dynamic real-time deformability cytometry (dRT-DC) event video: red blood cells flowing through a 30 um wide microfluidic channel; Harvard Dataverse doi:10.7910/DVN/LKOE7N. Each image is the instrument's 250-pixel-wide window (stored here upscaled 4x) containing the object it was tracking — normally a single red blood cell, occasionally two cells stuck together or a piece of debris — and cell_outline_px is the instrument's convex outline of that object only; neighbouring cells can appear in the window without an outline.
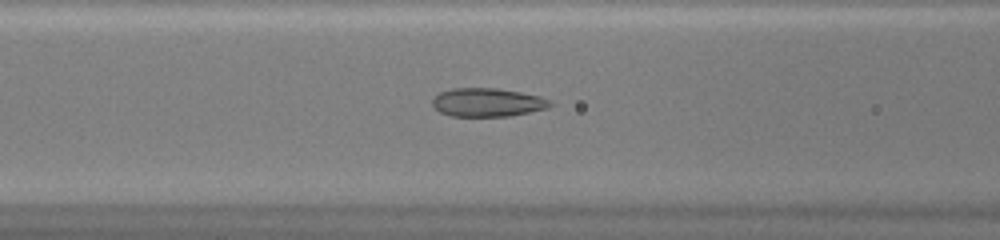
{"species": "common noctule bat (a hibernating species)", "species_latin": "Nyctalus noctula", "temperature_condition": "warm", "stored_images_in_passage": 43, "camera_frame_rate_fps": 3000, "um_per_image_px": 0.085, "animal": {"sex": "female", "body_mass_g": 20.0, "forearm_length_mm": 54.0}, "frame": {"image": 1, "passage_image": 15, "time_ms": 4.667, "image_size_px": [1000, 240], "cell_outline_px": [[552, 104], [548, 108], [512, 116], [452, 116], [440, 112], [432, 104], [432, 100], [440, 92], [452, 88], [496, 88], [520, 92], [540, 96], [548, 100]], "centroid_in_image_um": [41.44, 8.7], "position_along_channel_um": 125.2, "area_um2": 19.48}}
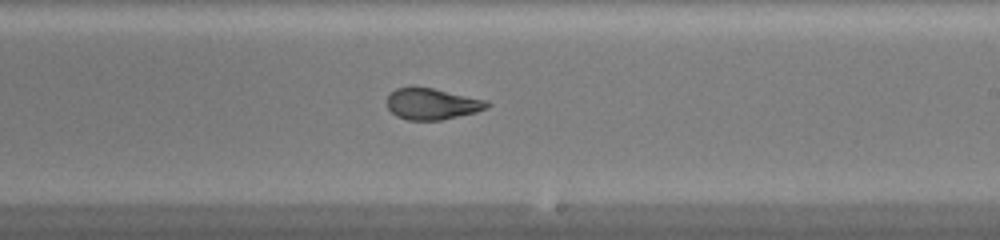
{"frame": {"image": 2, "passage_image": 24, "time_ms": 7.667, "image_size_px": [1000, 240], "cell_outline_px": [[492, 104], [488, 108], [476, 112], [440, 120], [408, 120], [396, 116], [388, 108], [388, 96], [396, 88], [412, 84], [432, 88], [488, 100]], "centroid_in_image_um": [36.73, 8.8], "position_along_channel_um": 252.3, "area_um2": 18.55}}
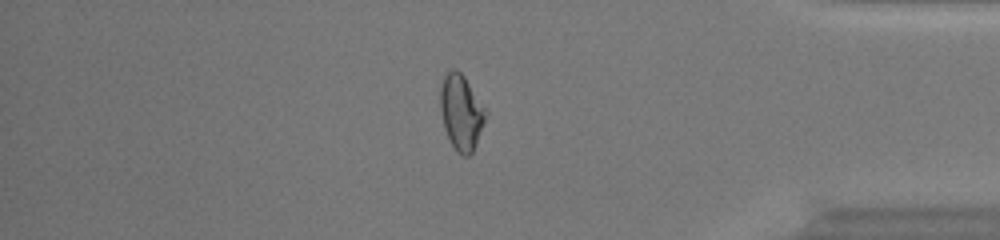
{"frame": {"image": 3, "passage_image": 36, "time_ms": 11.667, "image_size_px": [1000, 240], "cell_outline_px": [[488, 112], [476, 144], [472, 152], [468, 156], [464, 156], [456, 152], [444, 128], [440, 112], [440, 88], [444, 76], [452, 68], [460, 72], [464, 76]], "centroid_in_image_um": [39.2, 9.55], "position_along_channel_um": 396.0, "area_um2": 19.83}, "authors_computed_cell_mechanics": {"area_um2": 20.1144, "velocity_mm_per_s": 4.2411, "shape_relaxation_time_tau1_ms": null, "shape_relaxation_time_tau2_ms": 0.8778, "deformation_change_tau1": null, "deformation_change_tau2": 0.0707}}